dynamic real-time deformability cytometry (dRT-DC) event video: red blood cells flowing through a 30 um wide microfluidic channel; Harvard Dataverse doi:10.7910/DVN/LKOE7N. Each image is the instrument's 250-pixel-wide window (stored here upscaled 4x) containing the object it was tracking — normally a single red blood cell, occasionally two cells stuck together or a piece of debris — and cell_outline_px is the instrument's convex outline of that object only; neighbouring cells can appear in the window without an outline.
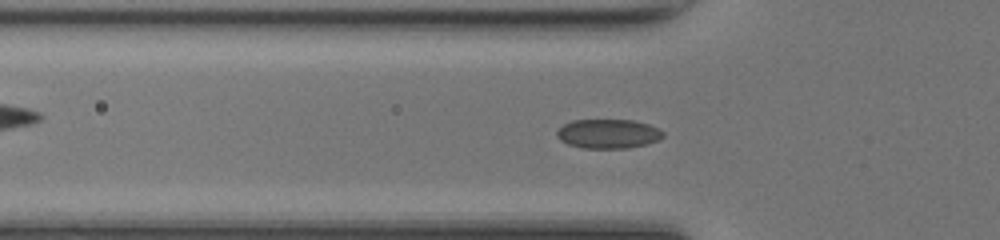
{"species": "common noctule bat (a hibernating species)", "species_latin": "Nyctalus noctula", "temperature_condition": "room temperature", "stored_images_in_passage": 48, "camera_frame_rate_fps": 3000, "um_per_image_px": 0.085, "animal": {"sex": "female", "body_mass_g": 17.0, "forearm_length_mm": 48.0}, "frame": {"image": 1, "passage_image": 15, "time_ms": 4.667, "image_size_px": [1000, 240], "cell_outline_px": [[664, 136], [660, 140], [648, 144], [628, 148], [580, 148], [568, 144], [560, 140], [556, 136], [556, 132], [564, 124], [572, 120], [632, 120], [648, 124], [660, 128], [664, 132]], "centroid_in_image_um": [51.72, 11.37], "position_along_channel_um": 74.1, "area_um2": 18.32}}
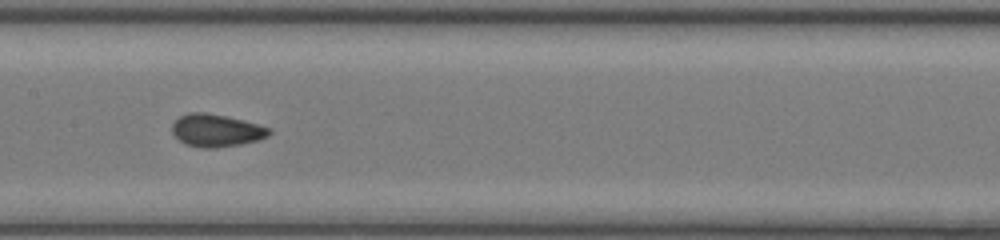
{"frame": {"image": 2, "passage_image": 23, "time_ms": 7.333, "image_size_px": [1000, 240], "cell_outline_px": [[272, 132], [268, 136], [256, 140], [240, 144], [216, 148], [200, 148], [184, 144], [172, 132], [172, 124], [180, 116], [192, 112], [204, 112], [224, 116], [272, 128]], "centroid_in_image_um": [18.37, 11.1], "position_along_channel_um": 189.0, "area_um2": 18.21}}
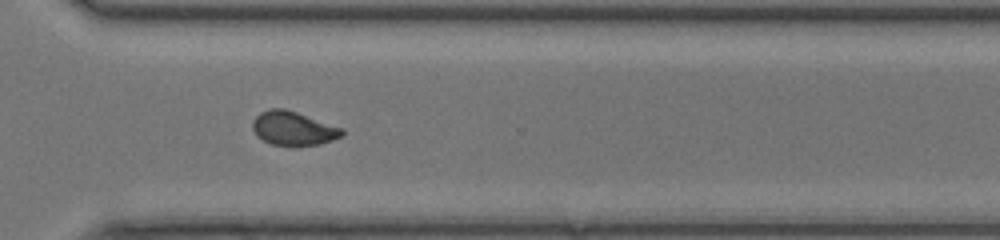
{"frame": {"image": 3, "passage_image": 34, "time_ms": 11.0, "image_size_px": [1000, 240], "cell_outline_px": [[344, 136], [320, 144], [272, 144], [256, 136], [252, 128], [252, 120], [260, 112], [268, 108], [284, 108], [344, 128]], "centroid_in_image_um": [24.93, 10.88], "position_along_channel_um": 345.7, "area_um2": 17.51}, "authors_computed_cell_mechanics": {"area_um2": 18.0047, "velocity_mm_per_s": 4.2767, "shape_relaxation_time_tau1_ms": 3.9726, "shape_relaxation_time_tau2_ms": 0.8189, "deformation_change_tau1": 0.0969, "deformation_change_tau2": 0.0516}}